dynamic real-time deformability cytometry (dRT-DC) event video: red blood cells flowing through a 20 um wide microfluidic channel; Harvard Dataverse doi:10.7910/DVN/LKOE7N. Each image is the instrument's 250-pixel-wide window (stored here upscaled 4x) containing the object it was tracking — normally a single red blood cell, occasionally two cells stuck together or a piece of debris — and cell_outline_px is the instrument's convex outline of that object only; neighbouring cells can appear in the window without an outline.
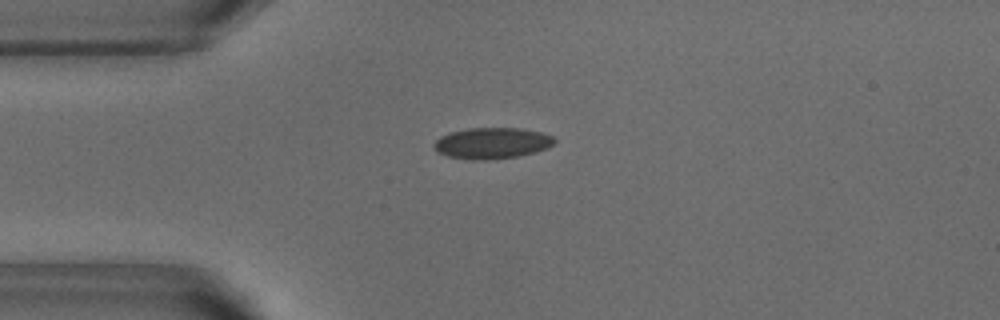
{"species": "common noctule bat (a hibernating species)", "species_latin": "Nyctalus noctula", "temperature_condition": "warm", "stored_images_in_passage": 43, "camera_frame_rate_fps": 3000, "um_per_image_px": 0.085, "animal": {"sex": "male", "body_mass_g": 18.8}, "frame": {"image": 1, "passage_image": 4, "time_ms": 1.0, "image_size_px": [1000, 320], "cell_outline_px": [[556, 140], [548, 148], [536, 152], [516, 156], [488, 160], [472, 160], [448, 156], [436, 152], [432, 144], [440, 136], [448, 132], [468, 128], [520, 128], [544, 132], [552, 136]], "centroid_in_image_um": [41.8, 12.16], "position_along_channel_um": 43.2, "area_um2": 22.08}}
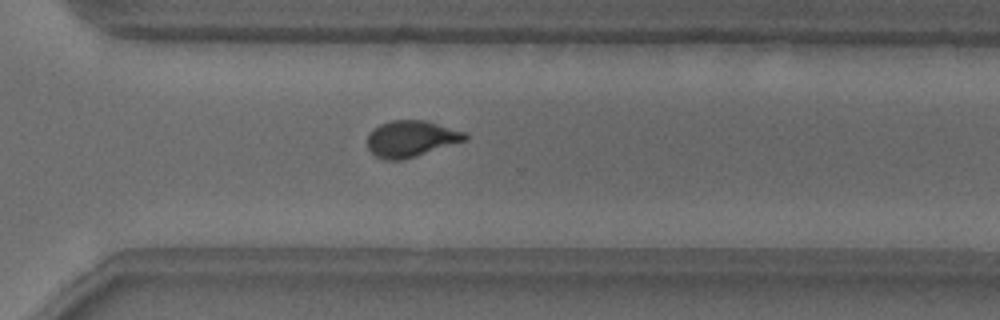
{"frame": {"image": 2, "passage_image": 28, "time_ms": 9.0, "image_size_px": [1000, 320], "cell_outline_px": [[468, 140], [404, 160], [384, 160], [376, 156], [368, 148], [368, 132], [372, 128], [380, 124], [392, 120], [424, 120], [468, 132]], "centroid_in_image_um": [34.97, 11.79], "position_along_channel_um": 335.6, "area_um2": 20.98}}
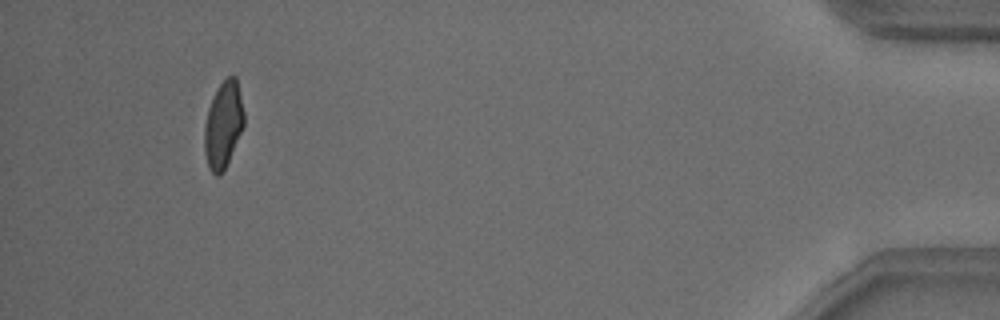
{"frame": {"image": 3, "passage_image": 40, "time_ms": 13.0, "image_size_px": [1000, 320], "cell_outline_px": [[244, 124], [228, 160], [220, 176], [216, 176], [208, 168], [204, 152], [204, 124], [208, 108], [216, 88], [228, 76], [236, 76], [244, 112]], "centroid_in_image_um": [18.95, 10.59], "position_along_channel_um": 416.2, "area_um2": 19.83}, "authors_computed_cell_mechanics": {"area_um2": 20.9814, "velocity_mm_per_s": 3.8472, "shape_relaxation_time_tau1_ms": 7.9831, "shape_relaxation_time_tau2_ms": null, "deformation_change_tau1": 0.1744, "deformation_change_tau2": null}}